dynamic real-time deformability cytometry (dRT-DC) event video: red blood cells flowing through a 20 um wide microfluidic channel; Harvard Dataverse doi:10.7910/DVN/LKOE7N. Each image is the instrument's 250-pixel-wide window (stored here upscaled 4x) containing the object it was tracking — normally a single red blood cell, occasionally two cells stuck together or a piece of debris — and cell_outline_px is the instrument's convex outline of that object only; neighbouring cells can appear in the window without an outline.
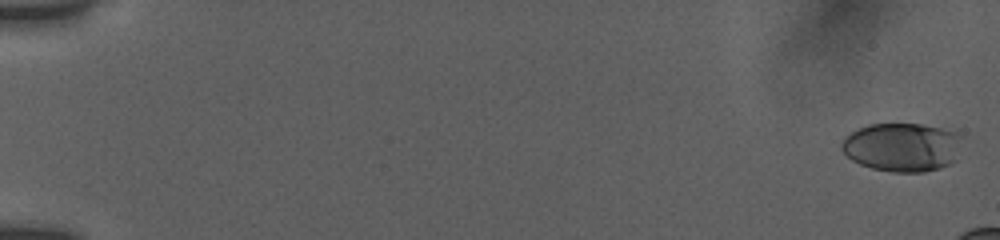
{"species": "human", "species_latin": "Homo sapiens", "temperature_condition": "room temperature", "stored_images_in_passage": 51, "camera_frame_rate_fps": 3000, "um_per_image_px": 0.085, "donor": {"sex": "female"}, "frame": {"image": 1, "passage_image": 1, "time_ms": 0.0, "image_size_px": [1000, 240], "cell_outline_px": [[964, 136], [952, 160], [948, 164], [940, 168], [924, 172], [892, 172], [872, 168], [860, 164], [852, 160], [840, 148], [840, 144], [852, 132], [868, 124], [920, 124], [940, 128], [956, 132]], "centroid_in_image_um": [76.67, 12.5], "position_along_channel_um": 8.3, "area_um2": 33.87}}
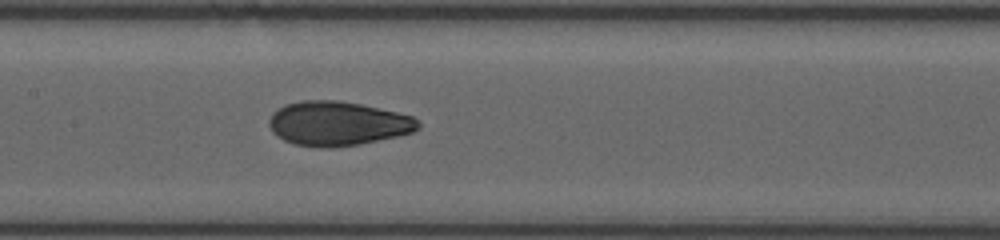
{"frame": {"image": 2, "passage_image": 29, "time_ms": 9.333, "image_size_px": [1000, 240], "cell_outline_px": [[420, 128], [412, 132], [396, 136], [360, 144], [332, 148], [324, 148], [296, 144], [284, 140], [276, 136], [272, 132], [268, 124], [268, 120], [272, 112], [284, 104], [300, 100], [340, 100], [360, 104], [396, 112], [412, 116], [420, 120]], "centroid_in_image_um": [28.67, 10.49], "position_along_channel_um": 178.7, "area_um2": 38.67}}
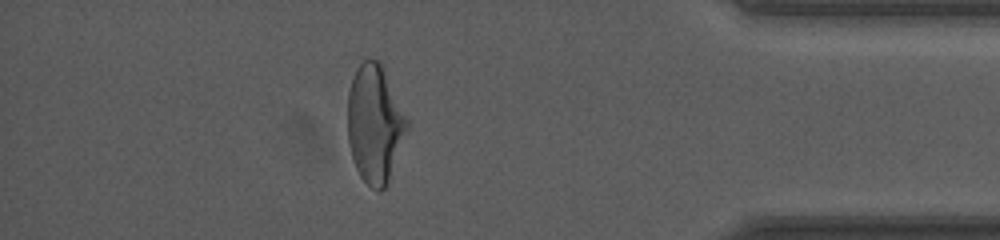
{"frame": {"image": 3, "passage_image": 49, "time_ms": 16.0, "image_size_px": [1000, 240], "cell_outline_px": [[408, 128], [388, 180], [384, 188], [380, 192], [372, 188], [360, 176], [356, 168], [352, 156], [348, 140], [348, 92], [356, 68], [368, 56], [380, 60], [384, 64], [408, 120]], "centroid_in_image_um": [31.86, 10.44], "position_along_channel_um": 403.3, "area_um2": 40.98}}